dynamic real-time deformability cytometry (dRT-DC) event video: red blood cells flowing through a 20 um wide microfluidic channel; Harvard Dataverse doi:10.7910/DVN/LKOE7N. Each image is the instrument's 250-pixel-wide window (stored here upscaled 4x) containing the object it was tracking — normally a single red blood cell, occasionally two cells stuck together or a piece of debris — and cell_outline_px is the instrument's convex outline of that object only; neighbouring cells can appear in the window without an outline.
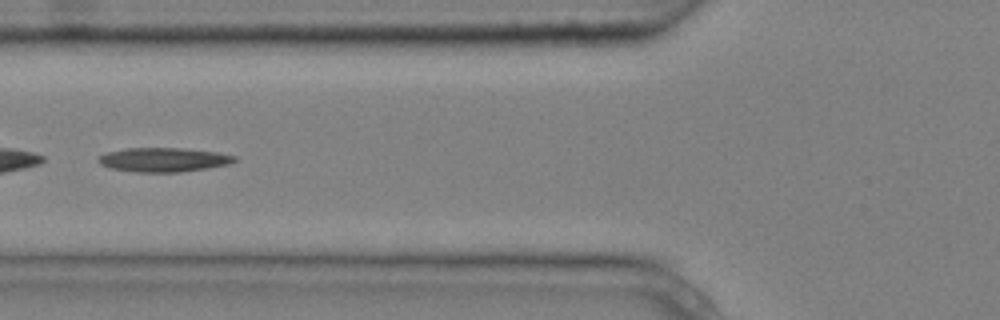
{"species": "common noctule bat (a hibernating species)", "species_latin": "Nyctalus noctula", "temperature_condition": "cold", "stored_images_in_passage": 7, "camera_frame_rate_fps": 3000, "um_per_image_px": 0.085, "animal": {"sex": "male", "body_mass_g": 20.4}, "frame": {"image": 1, "passage_image": 7, "time_ms": 2.0, "image_size_px": [1000, 320], "cell_outline_px": [[236, 160], [228, 164], [208, 168], [180, 172], [136, 172], [108, 168], [100, 164], [96, 160], [100, 156], [108, 152], [128, 148], [184, 148], [220, 152], [236, 156]], "centroid_in_image_um": [13.91, 13.58], "position_along_channel_um": 111.9, "area_um2": 19.25}}